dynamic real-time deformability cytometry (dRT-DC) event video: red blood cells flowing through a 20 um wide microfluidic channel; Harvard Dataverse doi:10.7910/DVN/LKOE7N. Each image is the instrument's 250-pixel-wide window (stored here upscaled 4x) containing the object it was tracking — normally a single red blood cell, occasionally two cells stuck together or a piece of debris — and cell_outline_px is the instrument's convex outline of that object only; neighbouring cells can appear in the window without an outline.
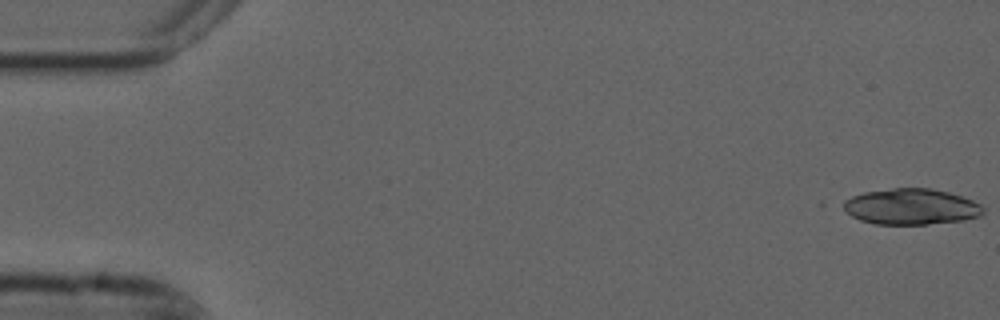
{"species": "common noctule bat (a hibernating species)", "species_latin": "Nyctalus noctula", "temperature_condition": "cold", "stored_images_in_passage": 20, "camera_frame_rate_fps": 3000, "um_per_image_px": 0.085, "animal": {"sex": "male", "forearm_length_mm": 52.5}, "frame": {"image": 1, "passage_image": 1, "time_ms": 0.0, "image_size_px": [1000, 320], "cell_outline_px": [[984, 212], [980, 216], [964, 220], [924, 224], [872, 224], [860, 220], [852, 216], [836, 204], [852, 196], [864, 192], [892, 188], [932, 188], [948, 192], [972, 200], [980, 204], [984, 208]], "centroid_in_image_um": [77.38, 17.56], "position_along_channel_um": 7.6, "area_um2": 29.54}}